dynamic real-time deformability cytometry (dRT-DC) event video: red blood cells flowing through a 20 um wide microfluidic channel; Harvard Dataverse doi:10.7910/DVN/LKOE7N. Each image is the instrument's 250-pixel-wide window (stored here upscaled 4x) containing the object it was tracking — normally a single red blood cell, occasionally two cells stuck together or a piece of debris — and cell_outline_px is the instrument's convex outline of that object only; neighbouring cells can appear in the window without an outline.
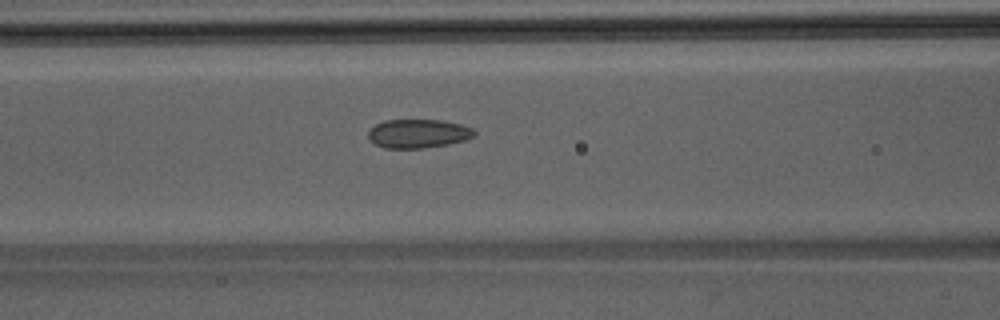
{"species": "Egyptian fruit bat (a non-hibernating species)", "species_latin": "Rousettus aegyptiacus", "temperature_condition": "room temperature", "stored_images_in_passage": 34, "camera_frame_rate_fps": 3000, "um_per_image_px": 0.085, "animal": {"sex": "male"}, "frame": {"image": 1, "passage_image": 5, "time_ms": 1.333, "image_size_px": [1000, 320], "cell_outline_px": [[476, 136], [464, 140], [448, 144], [424, 148], [384, 148], [368, 140], [368, 132], [376, 124], [384, 120], [440, 120], [460, 124], [472, 128], [476, 132]], "centroid_in_image_um": [35.54, 11.36], "position_along_channel_um": 131.1, "area_um2": 17.8}}
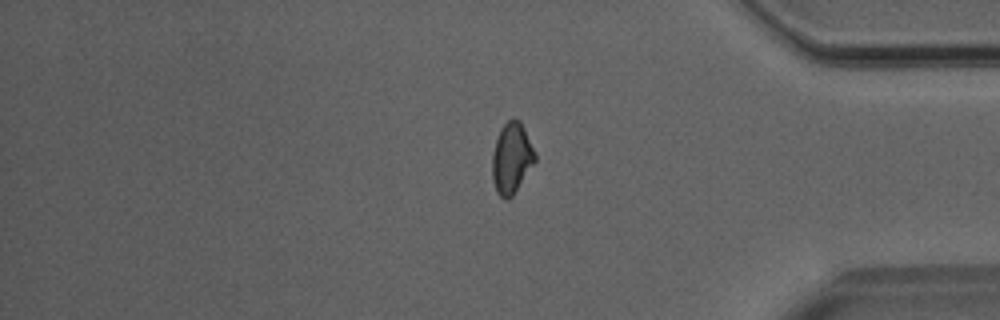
{"frame": {"image": 2, "passage_image": 25, "time_ms": 8.0, "image_size_px": [1000, 320], "cell_outline_px": [[536, 160], [512, 196], [508, 200], [504, 200], [496, 192], [492, 180], [492, 156], [496, 140], [500, 128], [512, 116], [520, 120], [536, 152]], "centroid_in_image_um": [43.48, 13.43], "position_along_channel_um": 391.7, "area_um2": 17.8}}
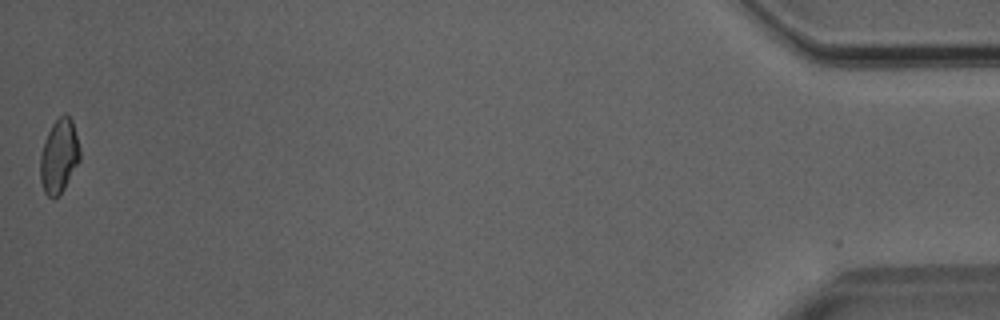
{"frame": {"image": 3, "passage_image": 33, "time_ms": 10.667, "image_size_px": [1000, 320], "cell_outline_px": [[80, 160], [64, 188], [52, 200], [44, 192], [40, 180], [40, 156], [48, 132], [52, 124], [64, 112], [72, 120], [80, 148]], "centroid_in_image_um": [5.02, 13.27], "position_along_channel_um": 430.2, "area_um2": 16.94}}